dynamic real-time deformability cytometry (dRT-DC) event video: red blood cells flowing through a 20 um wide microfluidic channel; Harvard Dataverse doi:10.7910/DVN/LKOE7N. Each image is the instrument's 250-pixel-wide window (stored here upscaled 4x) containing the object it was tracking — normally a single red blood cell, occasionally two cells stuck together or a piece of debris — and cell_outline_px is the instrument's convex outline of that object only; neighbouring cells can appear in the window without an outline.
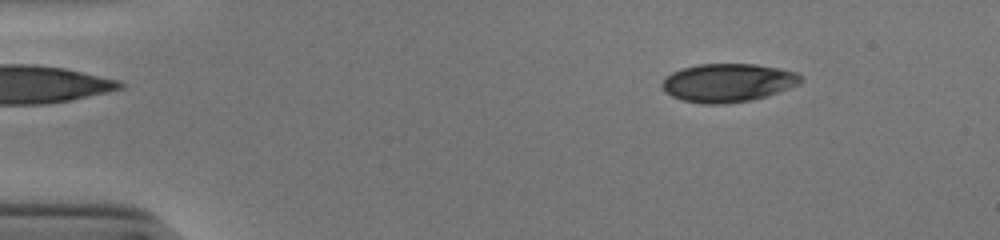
{"species": "human", "species_latin": "Homo sapiens", "temperature_condition": "cold", "stored_images_in_passage": 51, "camera_frame_rate_fps": 3000, "um_per_image_px": 0.085, "donor": {"sex": "male"}, "frame": {"image": 1, "passage_image": 6, "time_ms": 1.667, "image_size_px": [1000, 240], "cell_outline_px": [[804, 80], [800, 84], [752, 100], [724, 104], [704, 104], [680, 100], [664, 92], [660, 84], [672, 72], [696, 64], [756, 64], [780, 68], [796, 72]], "centroid_in_image_um": [61.85, 7.03], "position_along_channel_um": 23.1, "area_um2": 31.04}}
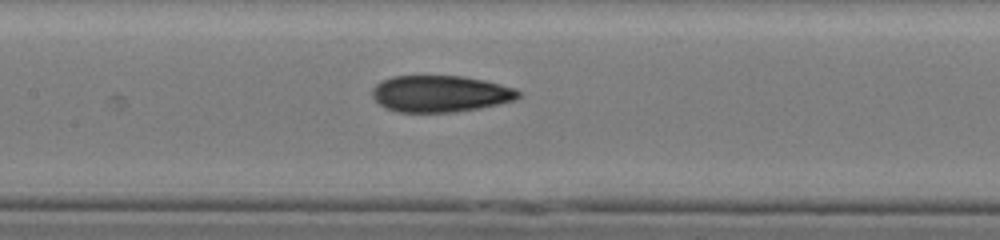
{"frame": {"image": 2, "passage_image": 24, "time_ms": 7.667, "image_size_px": [1000, 240], "cell_outline_px": [[520, 96], [516, 100], [480, 108], [452, 112], [396, 112], [384, 108], [372, 96], [372, 88], [376, 84], [392, 76], [464, 76], [484, 80], [516, 88], [520, 92]], "centroid_in_image_um": [37.43, 7.97], "position_along_channel_um": 170.0, "area_um2": 31.27}}
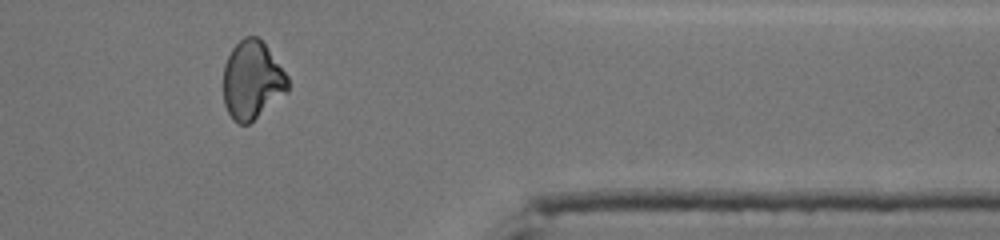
{"frame": {"image": 3, "passage_image": 42, "time_ms": 13.667, "image_size_px": [1000, 240], "cell_outline_px": [[288, 92], [248, 124], [240, 124], [232, 120], [224, 104], [224, 64], [232, 48], [244, 36], [256, 36], [264, 44], [288, 76]], "centroid_in_image_um": [21.42, 6.83], "position_along_channel_um": 390.0, "area_um2": 29.19}, "authors_computed_cell_mechanics": {"area_um2": 30.923, "velocity_mm_per_s": 3.9486, "shape_relaxation_time_tau1_ms": 6.3227, "shape_relaxation_time_tau2_ms": 2.4211, "deformation_change_tau1": 0.1764, "deformation_change_tau2": 0.0842}}